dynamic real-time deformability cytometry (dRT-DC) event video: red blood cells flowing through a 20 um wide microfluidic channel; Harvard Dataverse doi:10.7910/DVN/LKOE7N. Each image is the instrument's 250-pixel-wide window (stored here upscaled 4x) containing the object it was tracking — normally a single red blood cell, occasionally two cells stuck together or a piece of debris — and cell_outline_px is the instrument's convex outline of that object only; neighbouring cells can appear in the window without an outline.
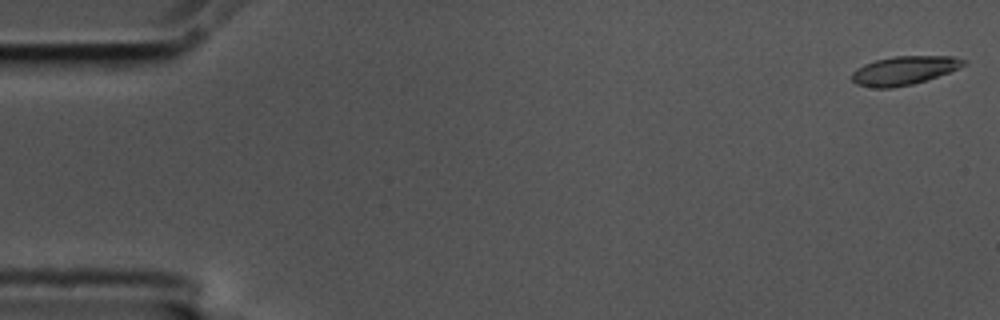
{"species": "common noctule bat (a hibernating species)", "species_latin": "Nyctalus noctula", "temperature_condition": "cold", "stored_images_in_passage": 56, "camera_frame_rate_fps": 3000, "um_per_image_px": 0.085, "animal": {"sex": "male", "body_mass_g": 17.5, "forearm_length_mm": 52.3}, "frame": {"image": 1, "passage_image": 1, "time_ms": 0.0, "image_size_px": [1000, 320], "cell_outline_px": [[968, 64], [948, 72], [912, 84], [892, 88], [876, 88], [856, 84], [852, 80], [852, 72], [856, 68], [864, 64], [876, 60], [892, 56], [952, 56], [968, 60]], "centroid_in_image_um": [76.85, 5.98], "position_along_channel_um": 8.2, "area_um2": 18.61}}
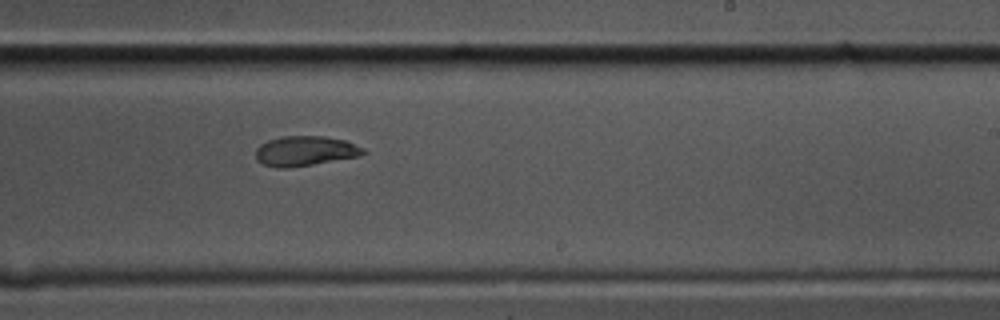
{"frame": {"image": 2, "passage_image": 34, "time_ms": 11.0, "image_size_px": [1000, 320], "cell_outline_px": [[368, 152], [360, 156], [312, 164], [284, 168], [276, 168], [264, 164], [256, 160], [256, 148], [260, 144], [268, 140], [280, 136], [324, 136], [344, 140], [364, 148]], "centroid_in_image_um": [25.93, 12.82], "position_along_channel_um": 263.1, "area_um2": 18.73}}
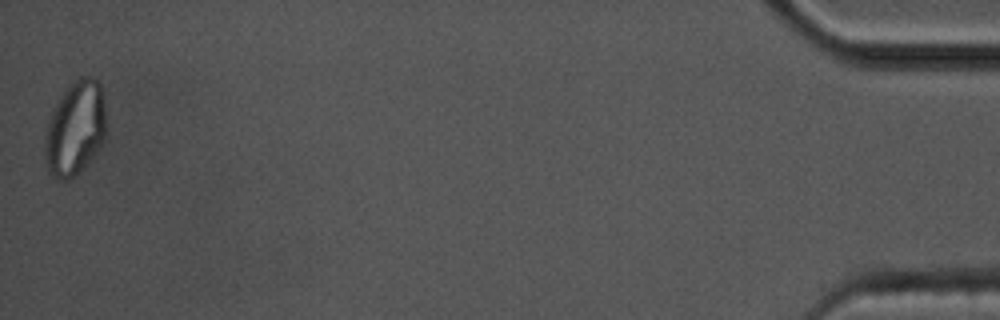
{"frame": {"image": 3, "passage_image": 56, "time_ms": 18.333, "image_size_px": [1000, 320], "cell_outline_px": [[104, 144], [80, 172], [68, 180], [56, 180], [48, 172], [44, 156], [44, 136], [48, 120], [60, 96], [72, 80], [80, 76], [92, 76], [100, 84], [104, 104]], "centroid_in_image_um": [6.36, 10.94], "position_along_channel_um": 428.8, "area_um2": 34.04}, "authors_computed_cell_mechanics": {"area_um2": 19.1896, "velocity_mm_per_s": 3.5501, "shape_relaxation_time_tau1_ms": null, "shape_relaxation_time_tau2_ms": 2.1009, "deformation_change_tau1": null, "deformation_change_tau2": 0.0585}}